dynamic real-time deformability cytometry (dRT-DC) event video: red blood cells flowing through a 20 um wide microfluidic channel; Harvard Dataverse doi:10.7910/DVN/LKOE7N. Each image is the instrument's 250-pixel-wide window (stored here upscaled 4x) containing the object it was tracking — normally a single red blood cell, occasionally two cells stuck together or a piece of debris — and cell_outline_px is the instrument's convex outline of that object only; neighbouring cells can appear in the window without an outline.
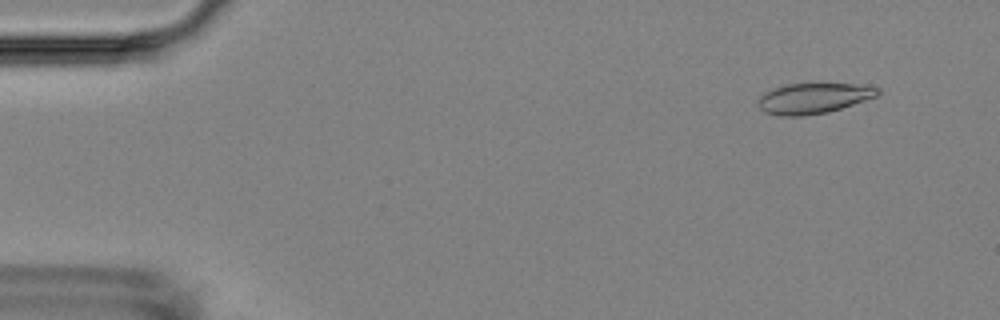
{"species": "Egyptian fruit bat (a non-hibernating species)", "species_latin": "Rousettus aegyptiacus", "temperature_condition": "room temperature", "stored_images_in_passage": 15, "camera_frame_rate_fps": 3000, "um_per_image_px": 0.085, "animal": {"sex": "female"}, "frame": {"image": 1, "passage_image": 2, "time_ms": 1.333, "image_size_px": [1000, 320], "cell_outline_px": [[880, 92], [876, 96], [828, 112], [804, 116], [780, 116], [764, 112], [756, 104], [756, 100], [764, 92], [788, 84], [856, 84], [880, 88]], "centroid_in_image_um": [69.08, 8.36], "position_along_channel_um": 15.9, "area_um2": 21.1}}
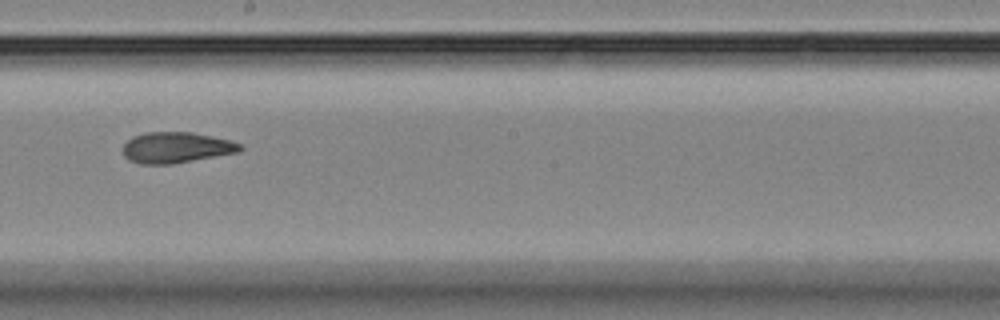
{"frame": {"image": 2, "passage_image": 9, "time_ms": 10.333, "image_size_px": [1000, 320], "cell_outline_px": [[244, 148], [240, 152], [172, 164], [140, 164], [128, 160], [124, 156], [124, 144], [132, 136], [144, 132], [192, 132], [212, 136], [228, 140], [240, 144]], "centroid_in_image_um": [14.97, 12.54], "position_along_channel_um": 233.2, "area_um2": 21.15}}
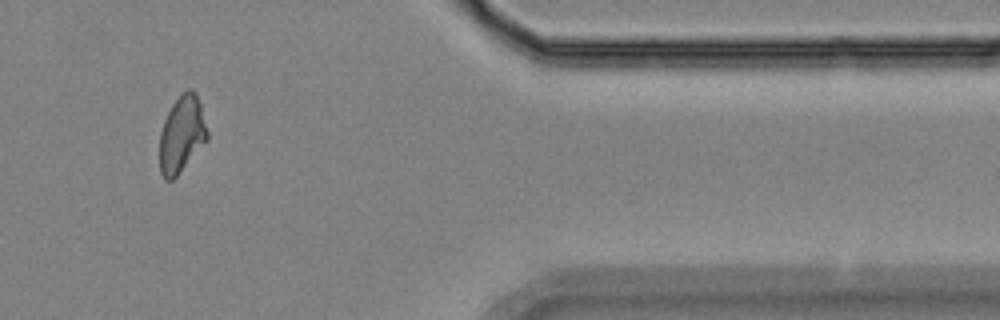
{"frame": {"image": 3, "passage_image": 13, "time_ms": 15.667, "image_size_px": [1000, 320], "cell_outline_px": [[208, 140], [176, 176], [172, 180], [164, 180], [160, 172], [160, 132], [164, 120], [172, 104], [188, 88], [192, 88], [196, 92], [200, 104], [208, 132]], "centroid_in_image_um": [15.45, 11.42], "position_along_channel_um": 395.9, "area_um2": 21.15}, "authors_computed_cell_mechanics": {"area_um2": 21.1548, "velocity_mm_per_s": 3.5763, "shape_relaxation_time_tau1_ms": 6.8634, "shape_relaxation_time_tau2_ms": 2.3807, "deformation_change_tau1": 0.1776, "deformation_change_tau2": 0.0572}}